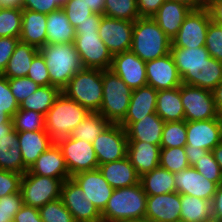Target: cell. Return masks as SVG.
<instances>
[{
    "label": "cell",
    "mask_w": 222,
    "mask_h": 222,
    "mask_svg": "<svg viewBox=\"0 0 222 222\" xmlns=\"http://www.w3.org/2000/svg\"><path fill=\"white\" fill-rule=\"evenodd\" d=\"M211 1H214V0H205L206 6H207Z\"/></svg>",
    "instance_id": "obj_67"
},
{
    "label": "cell",
    "mask_w": 222,
    "mask_h": 222,
    "mask_svg": "<svg viewBox=\"0 0 222 222\" xmlns=\"http://www.w3.org/2000/svg\"><path fill=\"white\" fill-rule=\"evenodd\" d=\"M147 194L140 182L136 185L114 189L104 210L103 222H123L143 218L146 213Z\"/></svg>",
    "instance_id": "obj_3"
},
{
    "label": "cell",
    "mask_w": 222,
    "mask_h": 222,
    "mask_svg": "<svg viewBox=\"0 0 222 222\" xmlns=\"http://www.w3.org/2000/svg\"><path fill=\"white\" fill-rule=\"evenodd\" d=\"M39 214L43 222H75L61 198L48 202L39 208Z\"/></svg>",
    "instance_id": "obj_43"
},
{
    "label": "cell",
    "mask_w": 222,
    "mask_h": 222,
    "mask_svg": "<svg viewBox=\"0 0 222 222\" xmlns=\"http://www.w3.org/2000/svg\"><path fill=\"white\" fill-rule=\"evenodd\" d=\"M89 113L86 108L61 92L53 106L45 115V130L54 142L69 137L72 130L75 129Z\"/></svg>",
    "instance_id": "obj_5"
},
{
    "label": "cell",
    "mask_w": 222,
    "mask_h": 222,
    "mask_svg": "<svg viewBox=\"0 0 222 222\" xmlns=\"http://www.w3.org/2000/svg\"><path fill=\"white\" fill-rule=\"evenodd\" d=\"M156 114L164 122L185 120V113L181 100V86L158 91Z\"/></svg>",
    "instance_id": "obj_30"
},
{
    "label": "cell",
    "mask_w": 222,
    "mask_h": 222,
    "mask_svg": "<svg viewBox=\"0 0 222 222\" xmlns=\"http://www.w3.org/2000/svg\"><path fill=\"white\" fill-rule=\"evenodd\" d=\"M1 8H22V0H0Z\"/></svg>",
    "instance_id": "obj_64"
},
{
    "label": "cell",
    "mask_w": 222,
    "mask_h": 222,
    "mask_svg": "<svg viewBox=\"0 0 222 222\" xmlns=\"http://www.w3.org/2000/svg\"><path fill=\"white\" fill-rule=\"evenodd\" d=\"M172 41L152 18L134 22L130 50L147 62L170 53Z\"/></svg>",
    "instance_id": "obj_4"
},
{
    "label": "cell",
    "mask_w": 222,
    "mask_h": 222,
    "mask_svg": "<svg viewBox=\"0 0 222 222\" xmlns=\"http://www.w3.org/2000/svg\"><path fill=\"white\" fill-rule=\"evenodd\" d=\"M146 78L147 85L157 91L180 87L183 84L170 53L146 62Z\"/></svg>",
    "instance_id": "obj_18"
},
{
    "label": "cell",
    "mask_w": 222,
    "mask_h": 222,
    "mask_svg": "<svg viewBox=\"0 0 222 222\" xmlns=\"http://www.w3.org/2000/svg\"><path fill=\"white\" fill-rule=\"evenodd\" d=\"M211 17L207 8L191 10L185 17L172 44L180 48H198L205 46L206 34Z\"/></svg>",
    "instance_id": "obj_12"
},
{
    "label": "cell",
    "mask_w": 222,
    "mask_h": 222,
    "mask_svg": "<svg viewBox=\"0 0 222 222\" xmlns=\"http://www.w3.org/2000/svg\"><path fill=\"white\" fill-rule=\"evenodd\" d=\"M20 42L38 49L47 44V14L22 10Z\"/></svg>",
    "instance_id": "obj_24"
},
{
    "label": "cell",
    "mask_w": 222,
    "mask_h": 222,
    "mask_svg": "<svg viewBox=\"0 0 222 222\" xmlns=\"http://www.w3.org/2000/svg\"><path fill=\"white\" fill-rule=\"evenodd\" d=\"M181 100L185 121H204L222 118L217 109L213 92L210 90L182 84Z\"/></svg>",
    "instance_id": "obj_9"
},
{
    "label": "cell",
    "mask_w": 222,
    "mask_h": 222,
    "mask_svg": "<svg viewBox=\"0 0 222 222\" xmlns=\"http://www.w3.org/2000/svg\"><path fill=\"white\" fill-rule=\"evenodd\" d=\"M103 15L135 22L140 18L137 0H105Z\"/></svg>",
    "instance_id": "obj_38"
},
{
    "label": "cell",
    "mask_w": 222,
    "mask_h": 222,
    "mask_svg": "<svg viewBox=\"0 0 222 222\" xmlns=\"http://www.w3.org/2000/svg\"><path fill=\"white\" fill-rule=\"evenodd\" d=\"M55 143L61 149L70 177L83 171L98 169L92 143L72 137L59 139Z\"/></svg>",
    "instance_id": "obj_11"
},
{
    "label": "cell",
    "mask_w": 222,
    "mask_h": 222,
    "mask_svg": "<svg viewBox=\"0 0 222 222\" xmlns=\"http://www.w3.org/2000/svg\"><path fill=\"white\" fill-rule=\"evenodd\" d=\"M166 0H137L140 18H152Z\"/></svg>",
    "instance_id": "obj_54"
},
{
    "label": "cell",
    "mask_w": 222,
    "mask_h": 222,
    "mask_svg": "<svg viewBox=\"0 0 222 222\" xmlns=\"http://www.w3.org/2000/svg\"><path fill=\"white\" fill-rule=\"evenodd\" d=\"M73 43L83 68L110 69L113 56L102 42L99 31L76 33Z\"/></svg>",
    "instance_id": "obj_10"
},
{
    "label": "cell",
    "mask_w": 222,
    "mask_h": 222,
    "mask_svg": "<svg viewBox=\"0 0 222 222\" xmlns=\"http://www.w3.org/2000/svg\"><path fill=\"white\" fill-rule=\"evenodd\" d=\"M160 149V146L145 141H128L126 156L141 176L159 166Z\"/></svg>",
    "instance_id": "obj_25"
},
{
    "label": "cell",
    "mask_w": 222,
    "mask_h": 222,
    "mask_svg": "<svg viewBox=\"0 0 222 222\" xmlns=\"http://www.w3.org/2000/svg\"><path fill=\"white\" fill-rule=\"evenodd\" d=\"M13 222H43L39 209L32 206L23 205L15 214Z\"/></svg>",
    "instance_id": "obj_55"
},
{
    "label": "cell",
    "mask_w": 222,
    "mask_h": 222,
    "mask_svg": "<svg viewBox=\"0 0 222 222\" xmlns=\"http://www.w3.org/2000/svg\"><path fill=\"white\" fill-rule=\"evenodd\" d=\"M191 9L176 1L166 0L152 19L172 41Z\"/></svg>",
    "instance_id": "obj_26"
},
{
    "label": "cell",
    "mask_w": 222,
    "mask_h": 222,
    "mask_svg": "<svg viewBox=\"0 0 222 222\" xmlns=\"http://www.w3.org/2000/svg\"><path fill=\"white\" fill-rule=\"evenodd\" d=\"M76 33L62 7L47 14V44L73 43Z\"/></svg>",
    "instance_id": "obj_32"
},
{
    "label": "cell",
    "mask_w": 222,
    "mask_h": 222,
    "mask_svg": "<svg viewBox=\"0 0 222 222\" xmlns=\"http://www.w3.org/2000/svg\"><path fill=\"white\" fill-rule=\"evenodd\" d=\"M105 180L113 188H124L139 183L140 176L127 158L108 162L98 166Z\"/></svg>",
    "instance_id": "obj_27"
},
{
    "label": "cell",
    "mask_w": 222,
    "mask_h": 222,
    "mask_svg": "<svg viewBox=\"0 0 222 222\" xmlns=\"http://www.w3.org/2000/svg\"><path fill=\"white\" fill-rule=\"evenodd\" d=\"M111 123L98 112H91L72 130L69 137L92 143Z\"/></svg>",
    "instance_id": "obj_37"
},
{
    "label": "cell",
    "mask_w": 222,
    "mask_h": 222,
    "mask_svg": "<svg viewBox=\"0 0 222 222\" xmlns=\"http://www.w3.org/2000/svg\"><path fill=\"white\" fill-rule=\"evenodd\" d=\"M18 109L19 103L11 93L8 79L0 75V114H7L12 119Z\"/></svg>",
    "instance_id": "obj_48"
},
{
    "label": "cell",
    "mask_w": 222,
    "mask_h": 222,
    "mask_svg": "<svg viewBox=\"0 0 222 222\" xmlns=\"http://www.w3.org/2000/svg\"><path fill=\"white\" fill-rule=\"evenodd\" d=\"M139 182L147 196L176 192L174 173L161 166L142 174Z\"/></svg>",
    "instance_id": "obj_33"
},
{
    "label": "cell",
    "mask_w": 222,
    "mask_h": 222,
    "mask_svg": "<svg viewBox=\"0 0 222 222\" xmlns=\"http://www.w3.org/2000/svg\"><path fill=\"white\" fill-rule=\"evenodd\" d=\"M212 153L216 162L218 163L221 171H222V142L219 143L213 150Z\"/></svg>",
    "instance_id": "obj_65"
},
{
    "label": "cell",
    "mask_w": 222,
    "mask_h": 222,
    "mask_svg": "<svg viewBox=\"0 0 222 222\" xmlns=\"http://www.w3.org/2000/svg\"><path fill=\"white\" fill-rule=\"evenodd\" d=\"M38 53V48L19 42L2 75L7 79L27 76L31 63Z\"/></svg>",
    "instance_id": "obj_34"
},
{
    "label": "cell",
    "mask_w": 222,
    "mask_h": 222,
    "mask_svg": "<svg viewBox=\"0 0 222 222\" xmlns=\"http://www.w3.org/2000/svg\"><path fill=\"white\" fill-rule=\"evenodd\" d=\"M103 15L94 13L89 16V20L84 21L78 27L75 28V33H84L89 31H98L99 24Z\"/></svg>",
    "instance_id": "obj_56"
},
{
    "label": "cell",
    "mask_w": 222,
    "mask_h": 222,
    "mask_svg": "<svg viewBox=\"0 0 222 222\" xmlns=\"http://www.w3.org/2000/svg\"><path fill=\"white\" fill-rule=\"evenodd\" d=\"M62 9L74 28L89 20V16L94 14L84 0H66Z\"/></svg>",
    "instance_id": "obj_44"
},
{
    "label": "cell",
    "mask_w": 222,
    "mask_h": 222,
    "mask_svg": "<svg viewBox=\"0 0 222 222\" xmlns=\"http://www.w3.org/2000/svg\"><path fill=\"white\" fill-rule=\"evenodd\" d=\"M62 92L90 113L99 112L103 101L102 70L82 68L69 80Z\"/></svg>",
    "instance_id": "obj_6"
},
{
    "label": "cell",
    "mask_w": 222,
    "mask_h": 222,
    "mask_svg": "<svg viewBox=\"0 0 222 222\" xmlns=\"http://www.w3.org/2000/svg\"><path fill=\"white\" fill-rule=\"evenodd\" d=\"M62 184L60 179L31 174L27 170L22 176L20 188L24 205L39 209L46 203L59 199Z\"/></svg>",
    "instance_id": "obj_8"
},
{
    "label": "cell",
    "mask_w": 222,
    "mask_h": 222,
    "mask_svg": "<svg viewBox=\"0 0 222 222\" xmlns=\"http://www.w3.org/2000/svg\"><path fill=\"white\" fill-rule=\"evenodd\" d=\"M13 130L12 119L7 114H0V139Z\"/></svg>",
    "instance_id": "obj_60"
},
{
    "label": "cell",
    "mask_w": 222,
    "mask_h": 222,
    "mask_svg": "<svg viewBox=\"0 0 222 222\" xmlns=\"http://www.w3.org/2000/svg\"><path fill=\"white\" fill-rule=\"evenodd\" d=\"M186 121L165 122L160 147H185L186 146Z\"/></svg>",
    "instance_id": "obj_42"
},
{
    "label": "cell",
    "mask_w": 222,
    "mask_h": 222,
    "mask_svg": "<svg viewBox=\"0 0 222 222\" xmlns=\"http://www.w3.org/2000/svg\"><path fill=\"white\" fill-rule=\"evenodd\" d=\"M175 189L179 194L213 200L218 185L200 174L193 166L174 173Z\"/></svg>",
    "instance_id": "obj_20"
},
{
    "label": "cell",
    "mask_w": 222,
    "mask_h": 222,
    "mask_svg": "<svg viewBox=\"0 0 222 222\" xmlns=\"http://www.w3.org/2000/svg\"><path fill=\"white\" fill-rule=\"evenodd\" d=\"M0 169L22 175L28 170L23 163L15 129L0 139Z\"/></svg>",
    "instance_id": "obj_31"
},
{
    "label": "cell",
    "mask_w": 222,
    "mask_h": 222,
    "mask_svg": "<svg viewBox=\"0 0 222 222\" xmlns=\"http://www.w3.org/2000/svg\"><path fill=\"white\" fill-rule=\"evenodd\" d=\"M66 0H22V9L49 14L61 8Z\"/></svg>",
    "instance_id": "obj_52"
},
{
    "label": "cell",
    "mask_w": 222,
    "mask_h": 222,
    "mask_svg": "<svg viewBox=\"0 0 222 222\" xmlns=\"http://www.w3.org/2000/svg\"><path fill=\"white\" fill-rule=\"evenodd\" d=\"M39 52L46 61L50 85L58 87L61 91L83 68L74 43L46 44L39 49Z\"/></svg>",
    "instance_id": "obj_2"
},
{
    "label": "cell",
    "mask_w": 222,
    "mask_h": 222,
    "mask_svg": "<svg viewBox=\"0 0 222 222\" xmlns=\"http://www.w3.org/2000/svg\"><path fill=\"white\" fill-rule=\"evenodd\" d=\"M123 222H153V221L148 219L147 217H143V218L129 219Z\"/></svg>",
    "instance_id": "obj_66"
},
{
    "label": "cell",
    "mask_w": 222,
    "mask_h": 222,
    "mask_svg": "<svg viewBox=\"0 0 222 222\" xmlns=\"http://www.w3.org/2000/svg\"><path fill=\"white\" fill-rule=\"evenodd\" d=\"M84 2L94 13L103 15L105 0H84Z\"/></svg>",
    "instance_id": "obj_62"
},
{
    "label": "cell",
    "mask_w": 222,
    "mask_h": 222,
    "mask_svg": "<svg viewBox=\"0 0 222 222\" xmlns=\"http://www.w3.org/2000/svg\"><path fill=\"white\" fill-rule=\"evenodd\" d=\"M27 77L30 78L33 82L37 83L39 86L50 85L48 67L44 57L40 52L34 57Z\"/></svg>",
    "instance_id": "obj_50"
},
{
    "label": "cell",
    "mask_w": 222,
    "mask_h": 222,
    "mask_svg": "<svg viewBox=\"0 0 222 222\" xmlns=\"http://www.w3.org/2000/svg\"><path fill=\"white\" fill-rule=\"evenodd\" d=\"M159 166L176 173L189 167L185 147L161 148Z\"/></svg>",
    "instance_id": "obj_41"
},
{
    "label": "cell",
    "mask_w": 222,
    "mask_h": 222,
    "mask_svg": "<svg viewBox=\"0 0 222 222\" xmlns=\"http://www.w3.org/2000/svg\"><path fill=\"white\" fill-rule=\"evenodd\" d=\"M180 219L184 222H212V202L181 194Z\"/></svg>",
    "instance_id": "obj_35"
},
{
    "label": "cell",
    "mask_w": 222,
    "mask_h": 222,
    "mask_svg": "<svg viewBox=\"0 0 222 222\" xmlns=\"http://www.w3.org/2000/svg\"><path fill=\"white\" fill-rule=\"evenodd\" d=\"M71 178L82 188L86 199L102 212L114 189L108 184L99 169L83 171Z\"/></svg>",
    "instance_id": "obj_19"
},
{
    "label": "cell",
    "mask_w": 222,
    "mask_h": 222,
    "mask_svg": "<svg viewBox=\"0 0 222 222\" xmlns=\"http://www.w3.org/2000/svg\"><path fill=\"white\" fill-rule=\"evenodd\" d=\"M184 4L191 10H200L206 8L205 0H171Z\"/></svg>",
    "instance_id": "obj_61"
},
{
    "label": "cell",
    "mask_w": 222,
    "mask_h": 222,
    "mask_svg": "<svg viewBox=\"0 0 222 222\" xmlns=\"http://www.w3.org/2000/svg\"><path fill=\"white\" fill-rule=\"evenodd\" d=\"M17 132L45 130V115L34 110L18 109L12 117Z\"/></svg>",
    "instance_id": "obj_39"
},
{
    "label": "cell",
    "mask_w": 222,
    "mask_h": 222,
    "mask_svg": "<svg viewBox=\"0 0 222 222\" xmlns=\"http://www.w3.org/2000/svg\"><path fill=\"white\" fill-rule=\"evenodd\" d=\"M206 8L209 11L211 21L222 24V0L211 1Z\"/></svg>",
    "instance_id": "obj_58"
},
{
    "label": "cell",
    "mask_w": 222,
    "mask_h": 222,
    "mask_svg": "<svg viewBox=\"0 0 222 222\" xmlns=\"http://www.w3.org/2000/svg\"><path fill=\"white\" fill-rule=\"evenodd\" d=\"M157 94L158 91L148 85L132 90L129 107L120 125L126 129L131 123L156 113Z\"/></svg>",
    "instance_id": "obj_22"
},
{
    "label": "cell",
    "mask_w": 222,
    "mask_h": 222,
    "mask_svg": "<svg viewBox=\"0 0 222 222\" xmlns=\"http://www.w3.org/2000/svg\"><path fill=\"white\" fill-rule=\"evenodd\" d=\"M103 101L99 112L112 124H120L130 104L132 90L112 70H102Z\"/></svg>",
    "instance_id": "obj_7"
},
{
    "label": "cell",
    "mask_w": 222,
    "mask_h": 222,
    "mask_svg": "<svg viewBox=\"0 0 222 222\" xmlns=\"http://www.w3.org/2000/svg\"><path fill=\"white\" fill-rule=\"evenodd\" d=\"M22 10V8L0 9V37H20Z\"/></svg>",
    "instance_id": "obj_40"
},
{
    "label": "cell",
    "mask_w": 222,
    "mask_h": 222,
    "mask_svg": "<svg viewBox=\"0 0 222 222\" xmlns=\"http://www.w3.org/2000/svg\"><path fill=\"white\" fill-rule=\"evenodd\" d=\"M170 54L183 84L213 91L222 82V62L211 57L205 46L189 49L171 43Z\"/></svg>",
    "instance_id": "obj_1"
},
{
    "label": "cell",
    "mask_w": 222,
    "mask_h": 222,
    "mask_svg": "<svg viewBox=\"0 0 222 222\" xmlns=\"http://www.w3.org/2000/svg\"><path fill=\"white\" fill-rule=\"evenodd\" d=\"M110 70L117 74L131 90L147 86L146 62L131 50L113 55Z\"/></svg>",
    "instance_id": "obj_16"
},
{
    "label": "cell",
    "mask_w": 222,
    "mask_h": 222,
    "mask_svg": "<svg viewBox=\"0 0 222 222\" xmlns=\"http://www.w3.org/2000/svg\"><path fill=\"white\" fill-rule=\"evenodd\" d=\"M61 92L55 86H39L35 92L19 104V109L34 110L46 115Z\"/></svg>",
    "instance_id": "obj_36"
},
{
    "label": "cell",
    "mask_w": 222,
    "mask_h": 222,
    "mask_svg": "<svg viewBox=\"0 0 222 222\" xmlns=\"http://www.w3.org/2000/svg\"><path fill=\"white\" fill-rule=\"evenodd\" d=\"M213 221L222 222V184H219L212 200Z\"/></svg>",
    "instance_id": "obj_57"
},
{
    "label": "cell",
    "mask_w": 222,
    "mask_h": 222,
    "mask_svg": "<svg viewBox=\"0 0 222 222\" xmlns=\"http://www.w3.org/2000/svg\"><path fill=\"white\" fill-rule=\"evenodd\" d=\"M22 174L0 169V198L20 192Z\"/></svg>",
    "instance_id": "obj_51"
},
{
    "label": "cell",
    "mask_w": 222,
    "mask_h": 222,
    "mask_svg": "<svg viewBox=\"0 0 222 222\" xmlns=\"http://www.w3.org/2000/svg\"><path fill=\"white\" fill-rule=\"evenodd\" d=\"M19 42V38L0 37V75H2L6 69L8 61Z\"/></svg>",
    "instance_id": "obj_53"
},
{
    "label": "cell",
    "mask_w": 222,
    "mask_h": 222,
    "mask_svg": "<svg viewBox=\"0 0 222 222\" xmlns=\"http://www.w3.org/2000/svg\"><path fill=\"white\" fill-rule=\"evenodd\" d=\"M186 146L212 151L222 142V118L186 121Z\"/></svg>",
    "instance_id": "obj_17"
},
{
    "label": "cell",
    "mask_w": 222,
    "mask_h": 222,
    "mask_svg": "<svg viewBox=\"0 0 222 222\" xmlns=\"http://www.w3.org/2000/svg\"><path fill=\"white\" fill-rule=\"evenodd\" d=\"M181 194L178 192L147 196L145 217L153 222H180Z\"/></svg>",
    "instance_id": "obj_21"
},
{
    "label": "cell",
    "mask_w": 222,
    "mask_h": 222,
    "mask_svg": "<svg viewBox=\"0 0 222 222\" xmlns=\"http://www.w3.org/2000/svg\"><path fill=\"white\" fill-rule=\"evenodd\" d=\"M205 47L211 57L222 62V24L210 22Z\"/></svg>",
    "instance_id": "obj_47"
},
{
    "label": "cell",
    "mask_w": 222,
    "mask_h": 222,
    "mask_svg": "<svg viewBox=\"0 0 222 222\" xmlns=\"http://www.w3.org/2000/svg\"><path fill=\"white\" fill-rule=\"evenodd\" d=\"M165 122L152 113L131 123L125 130L128 141H142L160 146Z\"/></svg>",
    "instance_id": "obj_29"
},
{
    "label": "cell",
    "mask_w": 222,
    "mask_h": 222,
    "mask_svg": "<svg viewBox=\"0 0 222 222\" xmlns=\"http://www.w3.org/2000/svg\"><path fill=\"white\" fill-rule=\"evenodd\" d=\"M214 95V100L219 111L220 116L222 117V82L212 91Z\"/></svg>",
    "instance_id": "obj_63"
},
{
    "label": "cell",
    "mask_w": 222,
    "mask_h": 222,
    "mask_svg": "<svg viewBox=\"0 0 222 222\" xmlns=\"http://www.w3.org/2000/svg\"><path fill=\"white\" fill-rule=\"evenodd\" d=\"M24 205L21 191L0 198V222H13L15 214Z\"/></svg>",
    "instance_id": "obj_46"
},
{
    "label": "cell",
    "mask_w": 222,
    "mask_h": 222,
    "mask_svg": "<svg viewBox=\"0 0 222 222\" xmlns=\"http://www.w3.org/2000/svg\"><path fill=\"white\" fill-rule=\"evenodd\" d=\"M134 22L103 15L99 24V36L113 55L130 50Z\"/></svg>",
    "instance_id": "obj_15"
},
{
    "label": "cell",
    "mask_w": 222,
    "mask_h": 222,
    "mask_svg": "<svg viewBox=\"0 0 222 222\" xmlns=\"http://www.w3.org/2000/svg\"><path fill=\"white\" fill-rule=\"evenodd\" d=\"M18 142L24 166L28 170L36 159L54 143L46 130L18 132Z\"/></svg>",
    "instance_id": "obj_28"
},
{
    "label": "cell",
    "mask_w": 222,
    "mask_h": 222,
    "mask_svg": "<svg viewBox=\"0 0 222 222\" xmlns=\"http://www.w3.org/2000/svg\"><path fill=\"white\" fill-rule=\"evenodd\" d=\"M28 171L31 174L56 178L63 182L71 178L61 149L55 142L36 159Z\"/></svg>",
    "instance_id": "obj_23"
},
{
    "label": "cell",
    "mask_w": 222,
    "mask_h": 222,
    "mask_svg": "<svg viewBox=\"0 0 222 222\" xmlns=\"http://www.w3.org/2000/svg\"><path fill=\"white\" fill-rule=\"evenodd\" d=\"M60 198L75 222H103L101 212L86 199L82 188L72 178L63 182Z\"/></svg>",
    "instance_id": "obj_14"
},
{
    "label": "cell",
    "mask_w": 222,
    "mask_h": 222,
    "mask_svg": "<svg viewBox=\"0 0 222 222\" xmlns=\"http://www.w3.org/2000/svg\"><path fill=\"white\" fill-rule=\"evenodd\" d=\"M127 134L120 124H110L92 142L99 165L123 159L127 155Z\"/></svg>",
    "instance_id": "obj_13"
},
{
    "label": "cell",
    "mask_w": 222,
    "mask_h": 222,
    "mask_svg": "<svg viewBox=\"0 0 222 222\" xmlns=\"http://www.w3.org/2000/svg\"><path fill=\"white\" fill-rule=\"evenodd\" d=\"M8 83L11 93L19 104L39 87L37 83L33 82L27 76L8 79Z\"/></svg>",
    "instance_id": "obj_49"
},
{
    "label": "cell",
    "mask_w": 222,
    "mask_h": 222,
    "mask_svg": "<svg viewBox=\"0 0 222 222\" xmlns=\"http://www.w3.org/2000/svg\"><path fill=\"white\" fill-rule=\"evenodd\" d=\"M201 175L217 185L222 184V171L212 151H208L193 166Z\"/></svg>",
    "instance_id": "obj_45"
},
{
    "label": "cell",
    "mask_w": 222,
    "mask_h": 222,
    "mask_svg": "<svg viewBox=\"0 0 222 222\" xmlns=\"http://www.w3.org/2000/svg\"><path fill=\"white\" fill-rule=\"evenodd\" d=\"M185 152L188 158L189 166H194L195 163L208 151L199 147L193 148L192 146H185Z\"/></svg>",
    "instance_id": "obj_59"
}]
</instances>
